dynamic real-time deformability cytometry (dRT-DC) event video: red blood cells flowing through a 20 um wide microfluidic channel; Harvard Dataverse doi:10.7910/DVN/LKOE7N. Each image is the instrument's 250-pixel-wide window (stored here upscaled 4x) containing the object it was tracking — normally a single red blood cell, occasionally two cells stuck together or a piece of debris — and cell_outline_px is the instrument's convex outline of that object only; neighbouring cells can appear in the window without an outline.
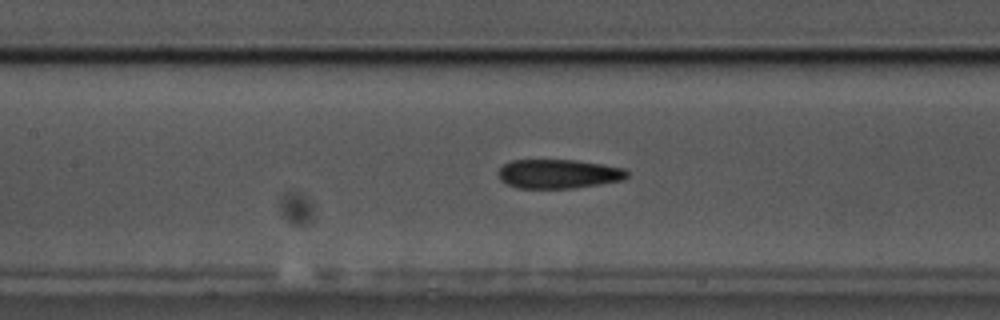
{"species": "common noctule bat (a hibernating species)", "species_latin": "Nyctalus noctula", "temperature_condition": "cold", "stored_images_in_passage": 57, "camera_frame_rate_fps": 3000, "um_per_image_px": 0.085, "animal": {"sex": "male", "body_mass_g": 17.5, "forearm_length_mm": 52.3}, "frame": {"image": 1, "passage_image": 25, "time_ms": 8.0, "image_size_px": [1000, 320], "cell_outline_px": [[628, 176], [624, 180], [600, 184], [572, 188], [516, 188], [500, 180], [496, 172], [504, 164], [512, 160], [576, 160], [624, 168], [628, 172]], "centroid_in_image_um": [47.45, 14.78], "position_along_channel_um": 159.9, "area_um2": 21.91}}
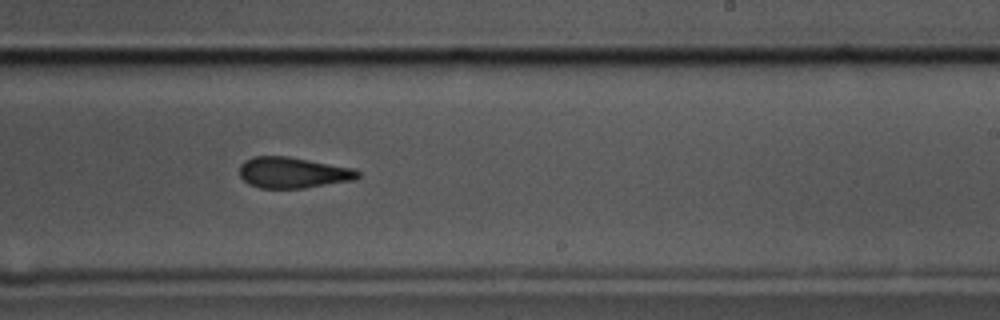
{"frame": {"image": 2, "passage_image": 34, "time_ms": 11.0, "image_size_px": [1000, 320], "cell_outline_px": [[360, 176], [356, 180], [304, 188], [260, 188], [248, 184], [240, 176], [240, 164], [244, 160], [252, 156], [288, 156], [352, 168], [360, 172]], "centroid_in_image_um": [24.89, 14.67], "position_along_channel_um": 264.1, "area_um2": 21.44}}
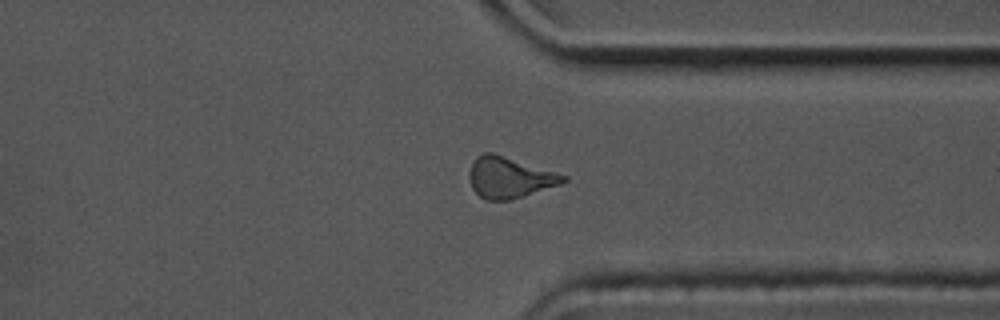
{"frame": {"image": 3, "passage_image": 43, "time_ms": 14.0, "image_size_px": [1000, 320], "cell_outline_px": [[568, 180], [560, 184], [508, 200], [484, 200], [472, 188], [468, 176], [468, 172], [476, 156], [484, 152], [492, 152], [556, 172], [568, 176]], "centroid_in_image_um": [43.27, 15.07], "position_along_channel_um": 368.1, "area_um2": 22.25}, "authors_computed_cell_mechanics": {"area_um2": 22.253, "velocity_mm_per_s": 3.487, "shape_relaxation_time_tau1_ms": null, "shape_relaxation_time_tau2_ms": 3.4455, "deformation_change_tau1": null, "deformation_change_tau2": 0.1128}}